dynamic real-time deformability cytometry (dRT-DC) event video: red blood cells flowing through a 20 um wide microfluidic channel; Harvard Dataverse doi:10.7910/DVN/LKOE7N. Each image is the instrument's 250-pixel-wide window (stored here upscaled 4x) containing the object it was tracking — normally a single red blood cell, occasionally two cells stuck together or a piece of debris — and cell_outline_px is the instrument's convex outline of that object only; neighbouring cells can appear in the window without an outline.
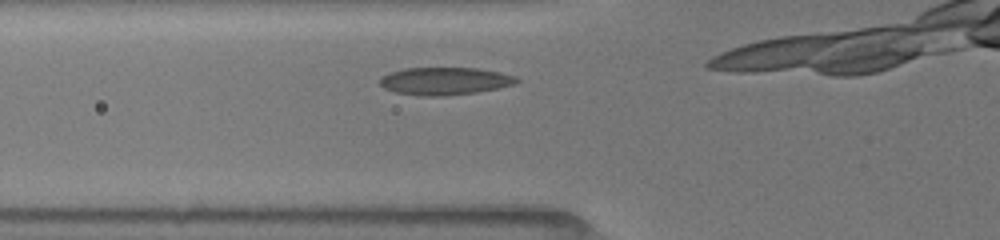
{"species": "common noctule bat (a hibernating species)", "species_latin": "Nyctalus noctula", "temperature_condition": "room temperature", "stored_images_in_passage": 9, "camera_frame_rate_fps": 3000, "um_per_image_px": 0.085, "animal": {"sex": "female", "body_mass_g": 19.5, "forearm_length_mm": 54.1}, "frame": {"image": 1, "passage_image": 2, "time_ms": 0.667, "image_size_px": [1000, 240], "cell_outline_px": [[520, 80], [516, 84], [500, 88], [476, 92], [448, 96], [424, 96], [396, 92], [384, 88], [380, 84], [380, 76], [404, 68], [476, 68], [500, 72], [516, 76]], "centroid_in_image_um": [37.84, 6.89], "position_along_channel_um": 88.0, "area_um2": 22.08}}
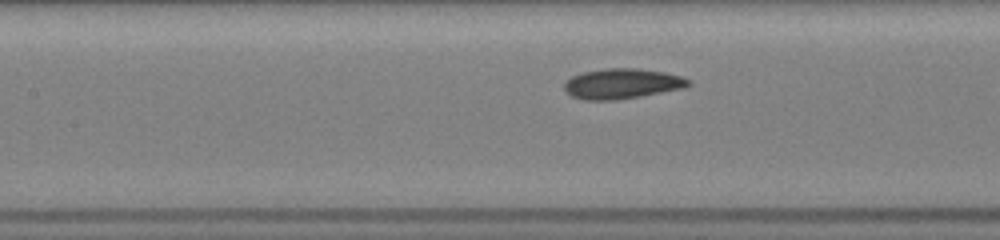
{"frame": {"image": 2, "passage_image": 7, "time_ms": 2.333, "image_size_px": [1000, 240], "cell_outline_px": [[692, 84], [684, 88], [640, 96], [616, 100], [584, 100], [572, 96], [564, 92], [564, 84], [572, 76], [580, 72], [604, 68], [636, 68], [664, 72], [680, 76], [688, 80]], "centroid_in_image_um": [52.83, 7.11], "position_along_channel_um": 154.6, "area_um2": 21.91}}